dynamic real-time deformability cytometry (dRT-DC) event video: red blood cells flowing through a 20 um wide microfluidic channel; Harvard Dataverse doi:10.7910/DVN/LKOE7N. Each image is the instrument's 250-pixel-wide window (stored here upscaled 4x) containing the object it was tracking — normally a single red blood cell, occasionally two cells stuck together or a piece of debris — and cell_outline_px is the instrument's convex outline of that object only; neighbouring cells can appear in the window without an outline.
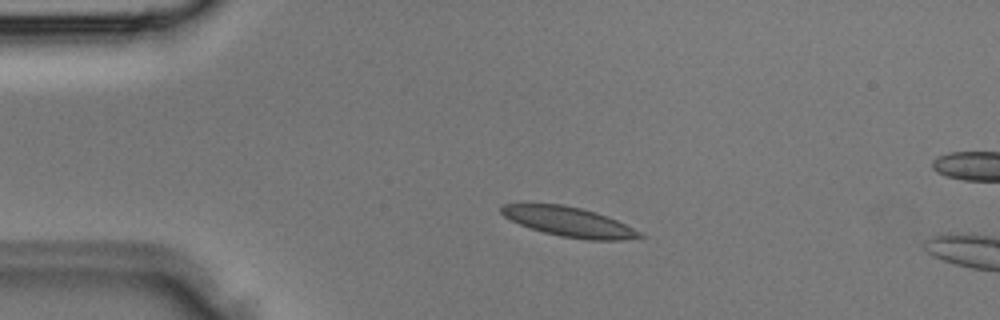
{"species": "Egyptian fruit bat (a non-hibernating species)", "species_latin": "Rousettus aegyptiacus", "temperature_condition": "room temperature", "stored_images_in_passage": 4, "camera_frame_rate_fps": 3000, "um_per_image_px": 0.085, "animal": {"sex": "male"}, "frame": {"image": 1, "passage_image": 1, "time_ms": 0.0, "image_size_px": [1000, 320], "cell_outline_px": [[648, 236], [624, 240], [588, 240], [560, 236], [544, 232], [520, 224], [504, 216], [500, 212], [500, 208], [504, 204], [564, 204], [596, 212], [616, 220]], "centroid_in_image_um": [48.39, 18.86], "position_along_channel_um": 36.6, "area_um2": 23.64}}